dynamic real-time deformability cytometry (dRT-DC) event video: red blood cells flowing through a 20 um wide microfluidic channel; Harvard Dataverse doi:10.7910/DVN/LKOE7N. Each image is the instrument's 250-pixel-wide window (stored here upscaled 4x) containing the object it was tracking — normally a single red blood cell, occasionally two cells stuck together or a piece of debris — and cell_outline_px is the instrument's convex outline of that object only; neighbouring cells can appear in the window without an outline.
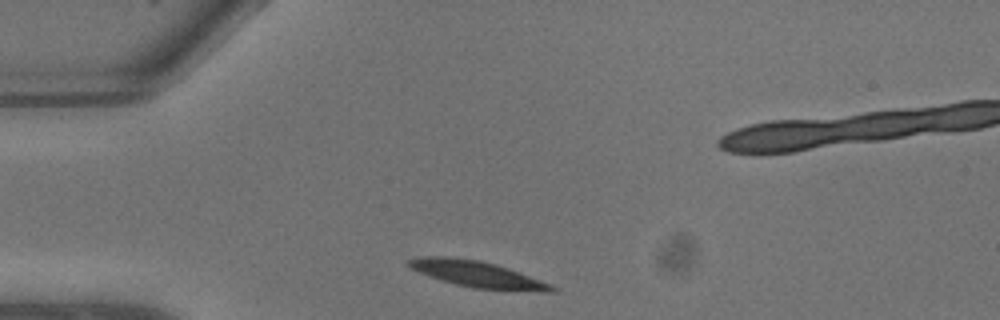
{"species": "common noctule bat (a hibernating species)", "species_latin": "Nyctalus noctula", "temperature_condition": "warm", "stored_images_in_passage": 3, "camera_frame_rate_fps": 3000, "um_per_image_px": 0.085, "animal": {"sex": "male", "body_mass_g": 13.3}, "frame": {"image": 1, "passage_image": 1, "time_ms": 0.0, "image_size_px": [1000, 320], "cell_outline_px": [[556, 292], [540, 292], [472, 288], [456, 284], [428, 276], [404, 264], [408, 260], [416, 256], [444, 256], [480, 260], [496, 264], [508, 268], [552, 284], [556, 288]], "centroid_in_image_um": [40.58, 23.3], "position_along_channel_um": 44.4, "area_um2": 22.02}}